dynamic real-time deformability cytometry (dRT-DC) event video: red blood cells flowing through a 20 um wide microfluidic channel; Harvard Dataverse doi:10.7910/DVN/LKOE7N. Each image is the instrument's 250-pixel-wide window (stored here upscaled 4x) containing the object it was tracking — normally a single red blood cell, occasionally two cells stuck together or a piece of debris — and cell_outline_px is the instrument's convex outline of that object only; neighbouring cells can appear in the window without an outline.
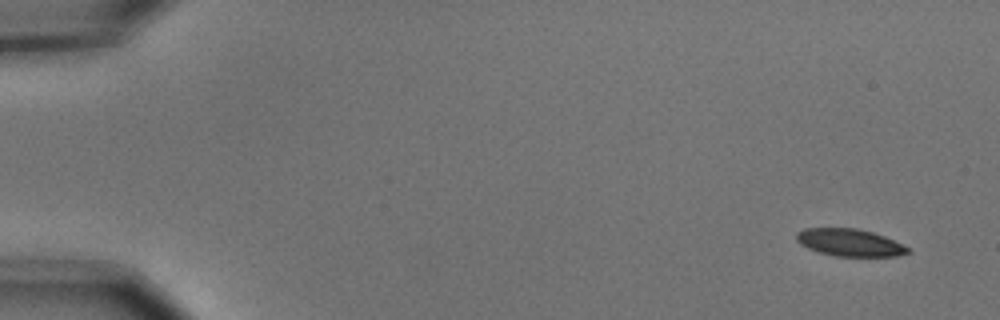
{"species": "common noctule bat (a hibernating species)", "species_latin": "Nyctalus noctula", "temperature_condition": "cold", "stored_images_in_passage": 6, "segment_of_instrument_passage": [1, 2], "camera_frame_rate_fps": 3000, "um_per_image_px": 0.085, "animal": {"sex": "male", "body_mass_g": 15.6}, "frame": {"image": 1, "passage_image": 1, "time_ms": 0.0, "image_size_px": [1000, 320], "cell_outline_px": [[912, 252], [896, 256], [836, 256], [820, 252], [808, 248], [800, 244], [796, 240], [796, 232], [804, 228], [860, 228], [884, 236], [908, 248]], "centroid_in_image_um": [72.19, 20.61], "position_along_channel_um": 12.8, "area_um2": 17.63}}
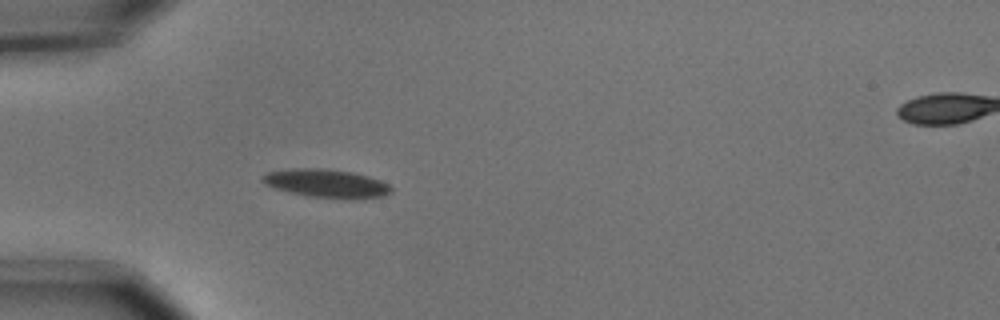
{"frame": {"image": 2, "passage_image": 5, "time_ms": 1.333, "image_size_px": [1000, 320], "cell_outline_px": [[392, 192], [384, 196], [352, 200], [308, 196], [288, 192], [264, 184], [260, 180], [260, 176], [268, 172], [288, 168], [324, 168], [352, 172], [368, 176], [380, 180], [388, 184], [392, 188]], "centroid_in_image_um": [27.74, 15.59], "position_along_channel_um": 57.3, "area_um2": 21.68}}